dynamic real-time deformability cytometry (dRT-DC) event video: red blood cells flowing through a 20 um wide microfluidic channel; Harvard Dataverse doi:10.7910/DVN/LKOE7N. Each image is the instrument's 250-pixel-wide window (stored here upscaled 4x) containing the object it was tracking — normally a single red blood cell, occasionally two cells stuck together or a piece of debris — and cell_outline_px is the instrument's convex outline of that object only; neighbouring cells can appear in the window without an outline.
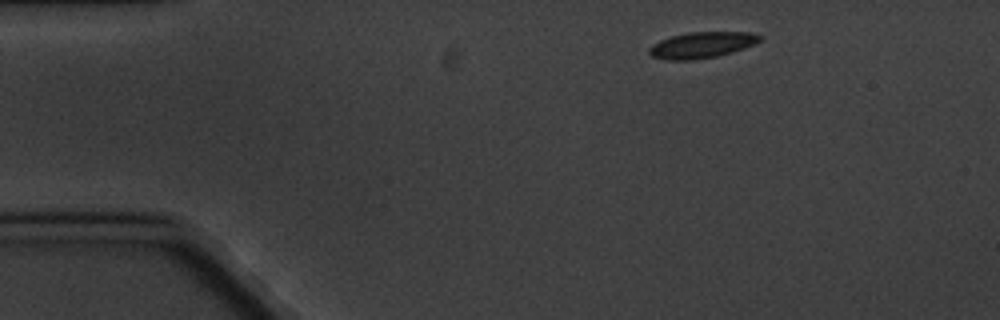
{"species": "common noctule bat (a hibernating species)", "species_latin": "Nyctalus noctula", "temperature_condition": "cold", "stored_images_in_passage": 3, "camera_frame_rate_fps": 3000, "um_per_image_px": 0.085, "animal": {"sex": "male", "body_mass_g": 20.1, "forearm_length_mm": 53.5}, "frame": {"image": 1, "passage_image": 1, "time_ms": 0.0, "image_size_px": [1000, 320], "cell_outline_px": [[764, 40], [756, 44], [732, 52], [716, 56], [696, 60], [664, 60], [652, 56], [648, 52], [648, 48], [652, 44], [660, 40], [672, 36], [688, 32], [752, 32], [764, 36]], "centroid_in_image_um": [59.69, 3.82], "position_along_channel_um": 25.3, "area_um2": 17.11}}